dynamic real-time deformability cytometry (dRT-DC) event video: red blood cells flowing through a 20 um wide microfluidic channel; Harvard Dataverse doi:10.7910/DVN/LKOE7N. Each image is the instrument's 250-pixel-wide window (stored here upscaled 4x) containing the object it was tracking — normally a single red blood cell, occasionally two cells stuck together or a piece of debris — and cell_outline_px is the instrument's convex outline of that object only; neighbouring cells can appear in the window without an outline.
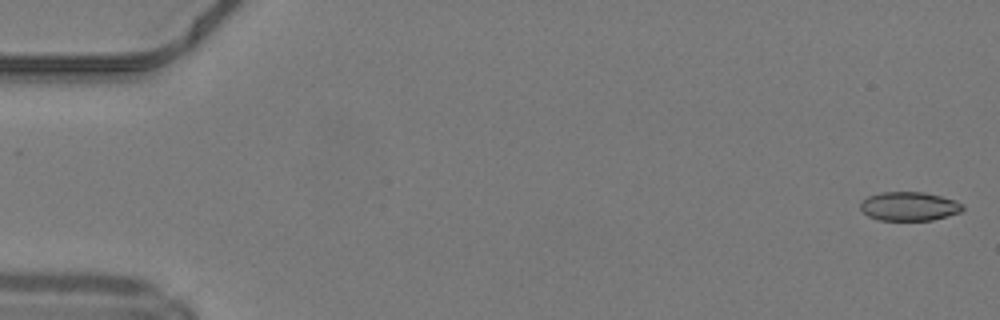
{"species": "common noctule bat (a hibernating species)", "species_latin": "Nyctalus noctula", "temperature_condition": "warm", "stored_images_in_passage": 49, "camera_frame_rate_fps": 3000, "um_per_image_px": 0.085, "animal": {"sex": "male", "body_mass_g": 19.2, "forearm_length_mm": 51.8}, "frame": {"image": 1, "passage_image": 1, "time_ms": 0.0, "image_size_px": [1000, 320], "cell_outline_px": [[964, 208], [960, 212], [932, 220], [880, 220], [868, 216], [860, 208], [860, 204], [868, 196], [880, 192], [924, 192], [956, 200], [964, 204]], "centroid_in_image_um": [77.29, 17.53], "position_along_channel_um": 7.7, "area_um2": 17.17}}
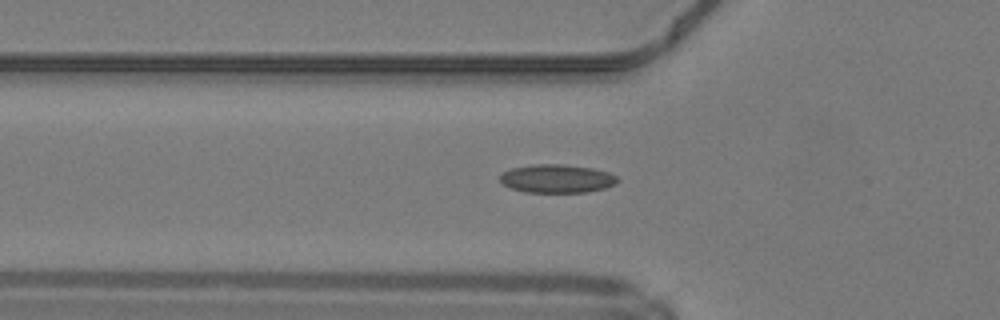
{"frame": {"image": 2, "passage_image": 17, "time_ms": 5.333, "image_size_px": [1000, 320], "cell_outline_px": [[620, 180], [616, 184], [604, 188], [588, 192], [524, 192], [512, 188], [504, 184], [500, 180], [500, 172], [512, 168], [532, 164], [564, 164], [592, 168], [608, 172], [616, 176]], "centroid_in_image_um": [47.34, 15.17], "position_along_channel_um": 78.5, "area_um2": 19.54}}
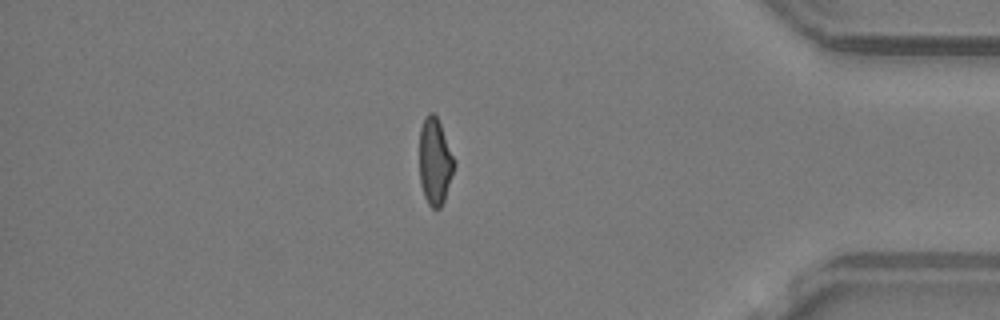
{"frame": {"image": 3, "passage_image": 42, "time_ms": 13.667, "image_size_px": [1000, 320], "cell_outline_px": [[456, 164], [444, 200], [440, 208], [432, 208], [428, 204], [424, 196], [420, 184], [420, 128], [428, 112], [432, 112], [436, 116], [440, 124], [456, 160]], "centroid_in_image_um": [36.98, 13.74], "position_along_channel_um": 398.2, "area_um2": 17.57}, "authors_computed_cell_mechanics": {"area_um2": 18.207, "velocity_mm_per_s": 4.2578, "shape_relaxation_time_tau1_ms": null, "shape_relaxation_time_tau2_ms": 3.209, "deformation_change_tau1": null, "deformation_change_tau2": 0.1007}}